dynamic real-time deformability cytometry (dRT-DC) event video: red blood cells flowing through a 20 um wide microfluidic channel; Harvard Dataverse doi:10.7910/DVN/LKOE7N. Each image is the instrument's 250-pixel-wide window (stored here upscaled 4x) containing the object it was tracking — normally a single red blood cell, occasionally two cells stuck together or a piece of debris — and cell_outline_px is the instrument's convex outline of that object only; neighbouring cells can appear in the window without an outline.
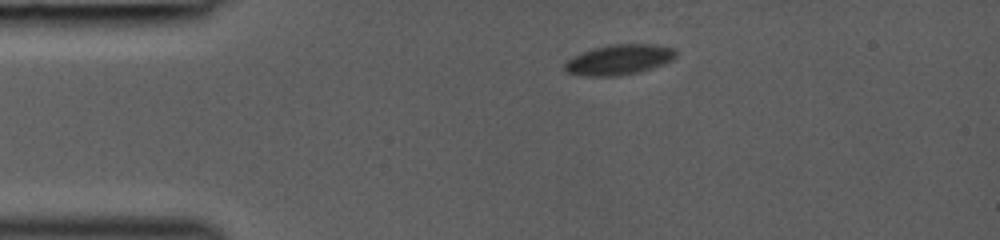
{"species": "common noctule bat (a hibernating species)", "species_latin": "Nyctalus noctula", "temperature_condition": "room temperature", "stored_images_in_passage": 37, "camera_frame_rate_fps": 3000, "um_per_image_px": 0.085, "animal": {"sex": "female", "body_mass_g": 19.0, "forearm_length_mm": 53.3}, "frame": {"image": 1, "passage_image": 1, "time_ms": 0.0, "image_size_px": [1000, 240], "cell_outline_px": [[676, 56], [672, 60], [636, 72], [616, 76], [588, 76], [568, 72], [564, 68], [564, 64], [572, 56], [592, 48], [608, 44], [656, 44], [676, 48]], "centroid_in_image_um": [52.61, 5.04], "position_along_channel_um": 32.4, "area_um2": 19.42}}
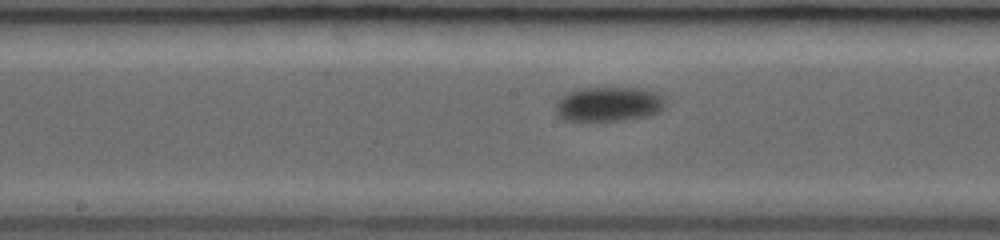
{"frame": {"image": 2, "passage_image": 16, "time_ms": 5.0, "image_size_px": [1000, 240], "cell_outline_px": [[668, 100], [664, 108], [660, 112], [648, 116], [624, 120], [564, 120], [556, 112], [556, 104], [568, 92], [584, 88], [636, 88], [652, 92]], "centroid_in_image_um": [51.79, 8.86], "position_along_channel_um": 196.4, "area_um2": 21.79}}
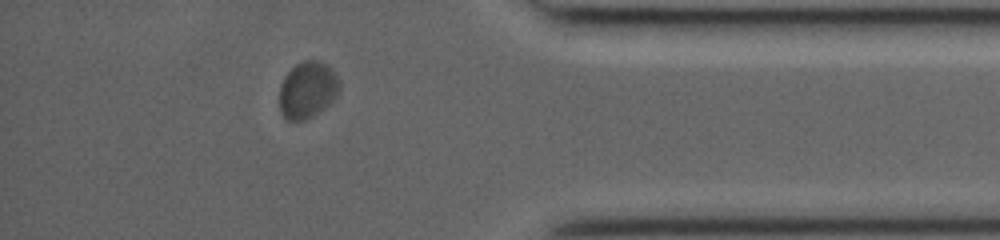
{"frame": {"image": 3, "passage_image": 32, "time_ms": 10.333, "image_size_px": [1000, 240], "cell_outline_px": [[340, 92], [324, 108], [312, 116], [304, 120], [288, 120], [280, 112], [280, 84], [284, 76], [296, 64], [304, 60], [320, 60], [332, 68], [340, 84]], "centroid_in_image_um": [26.14, 7.62], "position_along_channel_um": 409.1, "area_um2": 19.83}}